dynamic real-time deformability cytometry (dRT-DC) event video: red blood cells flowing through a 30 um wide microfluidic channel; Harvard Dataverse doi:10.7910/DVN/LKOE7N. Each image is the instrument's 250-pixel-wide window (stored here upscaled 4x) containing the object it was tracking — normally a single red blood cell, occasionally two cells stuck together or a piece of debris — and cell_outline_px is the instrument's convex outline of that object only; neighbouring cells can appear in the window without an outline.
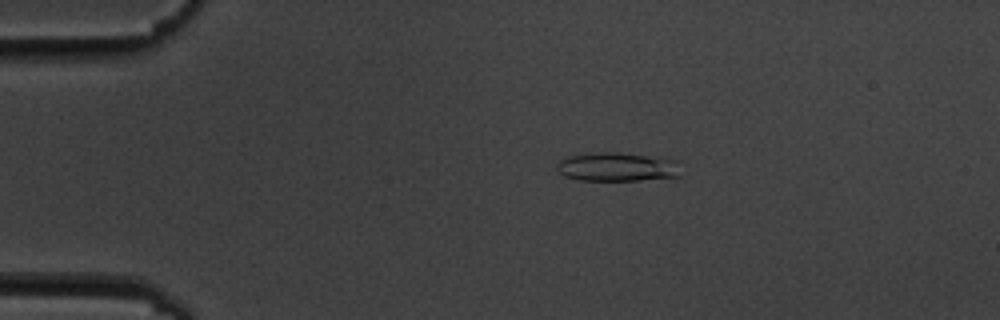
{"species": "common noctule bat (a hibernating species)", "species_latin": "Nyctalus noctula", "temperature_condition": "cold", "stored_images_in_passage": 3, "camera_frame_rate_fps": 3000, "um_per_image_px": 0.085, "animal": {"sex": "male", "body_mass_g": 19.5, "forearm_length_mm": 54.6}, "frame": {"image": 1, "passage_image": 1, "time_ms": 0.0, "image_size_px": [1000, 320], "cell_outline_px": [[680, 176], [640, 180], [580, 180], [564, 176], [556, 168], [556, 164], [564, 156], [588, 152], [620, 152], [660, 156], [680, 160]], "centroid_in_image_um": [52.49, 14.15], "position_along_channel_um": 32.5, "area_um2": 21.56}}